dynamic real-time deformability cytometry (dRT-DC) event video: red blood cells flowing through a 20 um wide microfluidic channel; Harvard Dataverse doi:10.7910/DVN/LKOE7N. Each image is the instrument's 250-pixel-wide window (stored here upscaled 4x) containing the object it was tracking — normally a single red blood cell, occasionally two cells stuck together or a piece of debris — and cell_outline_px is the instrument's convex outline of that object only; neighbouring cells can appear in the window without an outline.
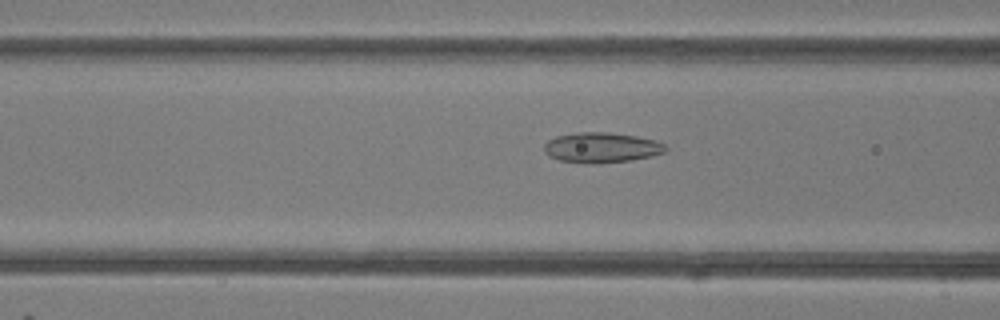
{"species": "common noctule bat (a hibernating species)", "species_latin": "Nyctalus noctula", "temperature_condition": "room temperature", "stored_images_in_passage": 34, "camera_frame_rate_fps": 3000, "um_per_image_px": 0.085, "animal": {"sex": "female"}, "frame": {"image": 1, "passage_image": 5, "time_ms": 1.333, "image_size_px": [1000, 320], "cell_outline_px": [[668, 148], [664, 152], [652, 156], [632, 160], [596, 164], [584, 164], [560, 160], [548, 156], [544, 152], [544, 144], [548, 140], [556, 136], [576, 132], [608, 132], [636, 136], [656, 140], [664, 144]], "centroid_in_image_um": [51.11, 12.55], "position_along_channel_um": 115.5, "area_um2": 21.68}}
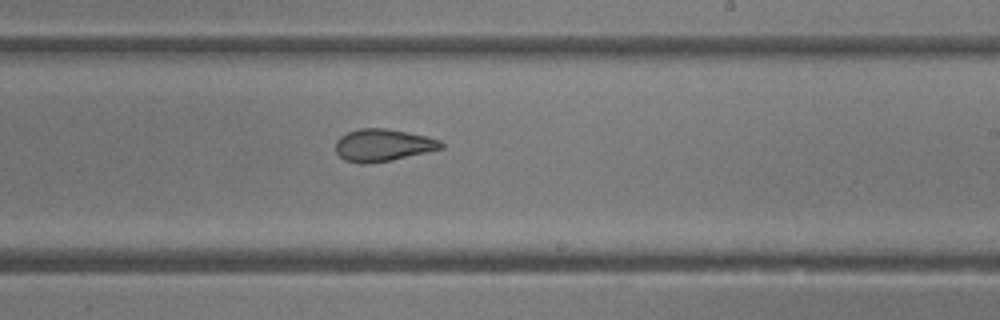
{"frame": {"image": 2, "passage_image": 15, "time_ms": 4.667, "image_size_px": [1000, 320], "cell_outline_px": [[444, 148], [392, 160], [368, 164], [360, 164], [344, 160], [336, 152], [336, 140], [340, 136], [348, 132], [360, 128], [384, 128], [408, 132], [428, 136], [440, 140], [444, 144]], "centroid_in_image_um": [32.55, 12.34], "position_along_channel_um": 256.4, "area_um2": 20.0}}
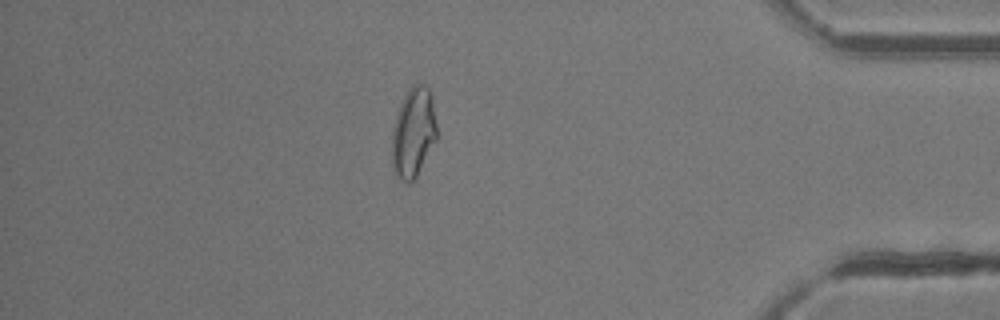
{"frame": {"image": 3, "passage_image": 28, "time_ms": 9.0, "image_size_px": [1000, 320], "cell_outline_px": [[436, 140], [416, 176], [408, 184], [400, 180], [396, 176], [392, 168], [392, 132], [396, 112], [408, 88], [412, 84], [424, 84], [428, 88], [432, 96], [436, 124]], "centroid_in_image_um": [35.11, 11.25], "position_along_channel_um": 400.1, "area_um2": 23.58}, "authors_computed_cell_mechanics": {"area_um2": 20.6346, "velocity_mm_per_s": 4.2261, "shape_relaxation_time_tau1_ms": null, "shape_relaxation_time_tau2_ms": 1.4571, "deformation_change_tau1": null, "deformation_change_tau2": 0.0803}}